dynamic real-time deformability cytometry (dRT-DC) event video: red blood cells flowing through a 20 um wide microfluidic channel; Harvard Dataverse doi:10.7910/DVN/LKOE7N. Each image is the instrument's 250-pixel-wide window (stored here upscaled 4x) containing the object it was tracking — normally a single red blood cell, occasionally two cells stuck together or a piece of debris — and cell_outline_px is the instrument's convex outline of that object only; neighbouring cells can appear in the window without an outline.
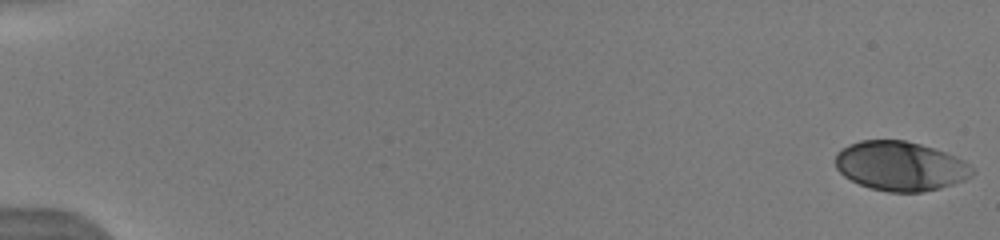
{"species": "human", "species_latin": "Homo sapiens", "temperature_condition": "warm", "stored_images_in_passage": 32, "camera_frame_rate_fps": 3000, "um_per_image_px": 0.085, "donor": {"sex": "male"}, "frame": {"image": 1, "passage_image": 1, "time_ms": 0.0, "image_size_px": [1000, 240], "cell_outline_px": [[976, 172], [972, 176], [964, 180], [940, 188], [924, 192], [888, 192], [872, 188], [860, 184], [844, 176], [836, 168], [836, 152], [840, 148], [848, 144], [860, 140], [904, 140], [920, 144], [956, 156], [964, 160]], "centroid_in_image_um": [76.53, 14.11], "position_along_channel_um": 8.5, "area_um2": 39.42}}
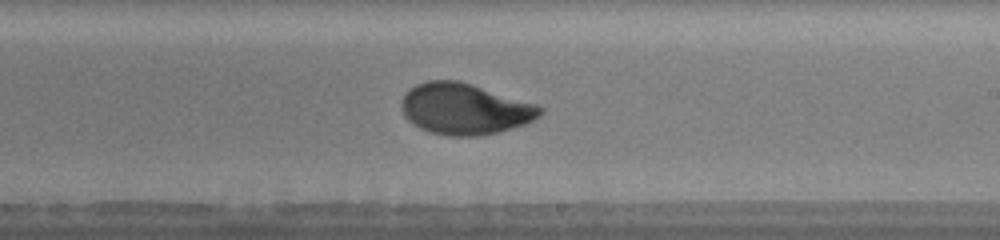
{"frame": {"image": 2, "passage_image": 21, "time_ms": 10.667, "image_size_px": [1000, 240], "cell_outline_px": [[544, 112], [540, 116], [524, 124], [500, 132], [480, 136], [448, 136], [428, 132], [412, 124], [404, 116], [400, 108], [400, 104], [404, 92], [416, 84], [428, 80], [460, 80], [536, 104], [544, 108]], "centroid_in_image_um": [39.47, 9.26], "position_along_channel_um": 249.5, "area_um2": 41.79}}
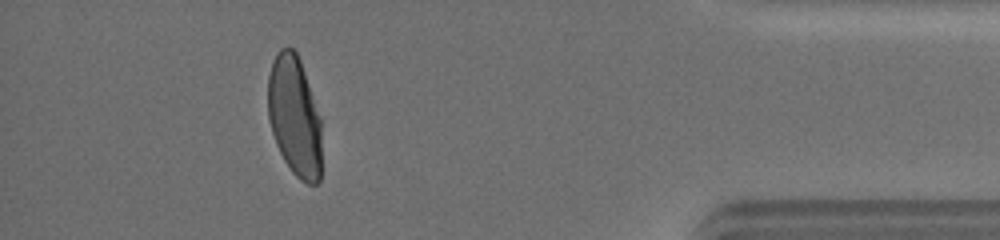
{"frame": {"image": 3, "passage_image": 31, "time_ms": 15.667, "image_size_px": [1000, 240], "cell_outline_px": [[320, 180], [316, 184], [308, 184], [300, 180], [292, 172], [284, 160], [276, 144], [268, 120], [268, 76], [272, 60], [276, 52], [280, 48], [288, 44], [296, 52], [300, 60], [320, 116]], "centroid_in_image_um": [25.01, 9.85], "position_along_channel_um": 410.2, "area_um2": 37.8}, "authors_computed_cell_mechanics": {"area_um2": 40.171, "velocity_mm_per_s": 3.9825, "shape_relaxation_time_tau1_ms": 4.1559, "shape_relaxation_time_tau2_ms": 0.6698, "deformation_change_tau1": 0.1797, "deformation_change_tau2": 0.0472}}